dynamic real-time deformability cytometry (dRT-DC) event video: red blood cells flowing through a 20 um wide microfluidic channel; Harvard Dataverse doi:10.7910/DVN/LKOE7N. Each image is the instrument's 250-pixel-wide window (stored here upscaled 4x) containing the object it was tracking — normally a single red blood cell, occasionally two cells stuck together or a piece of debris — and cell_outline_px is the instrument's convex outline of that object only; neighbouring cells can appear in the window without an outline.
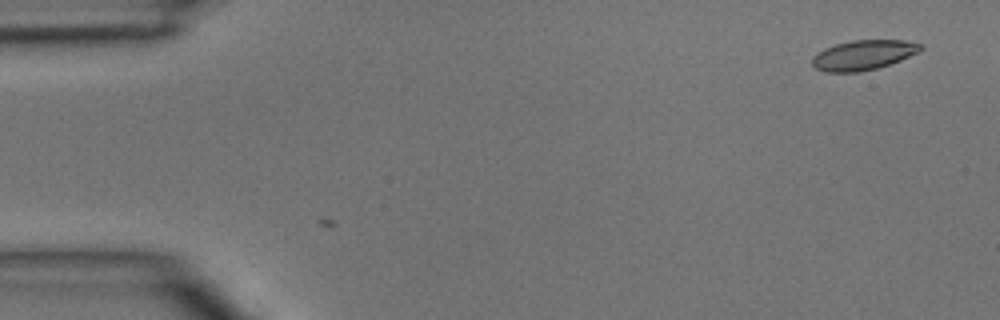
{"species": "common noctule bat (a hibernating species)", "species_latin": "Nyctalus noctula", "temperature_condition": "room temperature", "stored_images_in_passage": 4, "camera_frame_rate_fps": 3000, "um_per_image_px": 0.085, "animal": {"sex": "male", "body_mass_g": 15.6}, "frame": {"image": 1, "passage_image": 1, "time_ms": 0.0, "image_size_px": [1000, 320], "cell_outline_px": [[924, 48], [900, 60], [876, 68], [860, 72], [824, 72], [816, 68], [812, 64], [812, 56], [816, 52], [824, 48], [836, 44], [852, 40], [904, 40], [924, 44]], "centroid_in_image_um": [73.35, 4.67], "position_along_channel_um": 11.7, "area_um2": 18.84}}
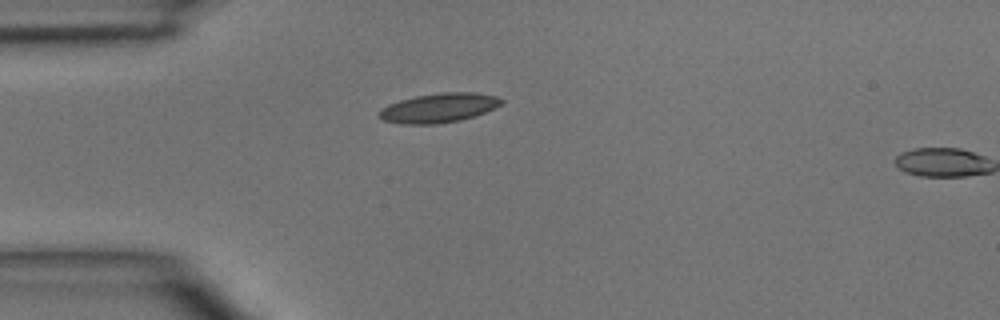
{"frame": {"image": 2, "passage_image": 3, "time_ms": 3.333, "image_size_px": [1000, 320], "cell_outline_px": [[504, 100], [500, 104], [476, 116], [460, 120], [436, 124], [400, 124], [384, 120], [380, 116], [380, 112], [388, 104], [400, 100], [416, 96], [440, 92], [476, 92], [496, 96]], "centroid_in_image_um": [37.32, 9.16], "position_along_channel_um": 47.7, "area_um2": 20.69}}